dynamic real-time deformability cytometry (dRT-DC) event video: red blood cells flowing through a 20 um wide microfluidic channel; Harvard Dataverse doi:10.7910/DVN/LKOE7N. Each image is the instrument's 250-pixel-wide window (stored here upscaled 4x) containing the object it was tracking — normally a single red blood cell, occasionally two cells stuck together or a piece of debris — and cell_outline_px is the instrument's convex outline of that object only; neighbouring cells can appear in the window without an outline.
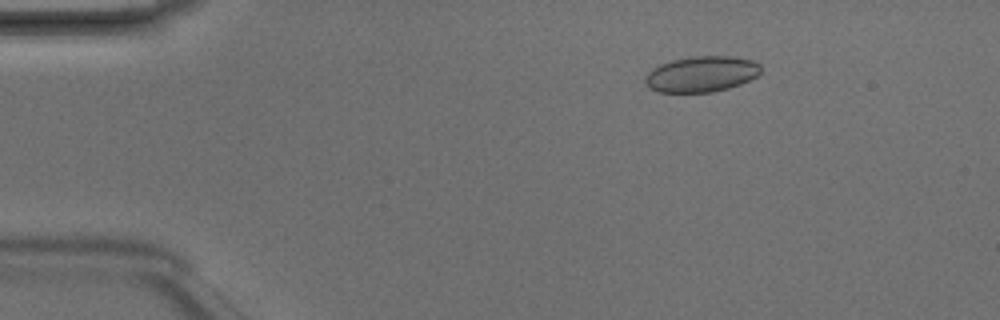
{"species": "Egyptian fruit bat (a non-hibernating species)", "species_latin": "Rousettus aegyptiacus", "temperature_condition": "room temperature", "stored_images_in_passage": 4, "camera_frame_rate_fps": 3000, "um_per_image_px": 0.085, "animal": {"sex": "male"}, "frame": {"image": 1, "passage_image": 2, "time_ms": 0.333, "image_size_px": [1000, 320], "cell_outline_px": [[760, 72], [756, 76], [740, 84], [728, 88], [712, 92], [656, 92], [648, 88], [644, 84], [644, 76], [652, 68], [660, 64], [672, 60], [692, 56], [732, 56], [752, 60], [760, 64]], "centroid_in_image_um": [59.57, 6.3], "position_along_channel_um": 25.4, "area_um2": 24.28}}
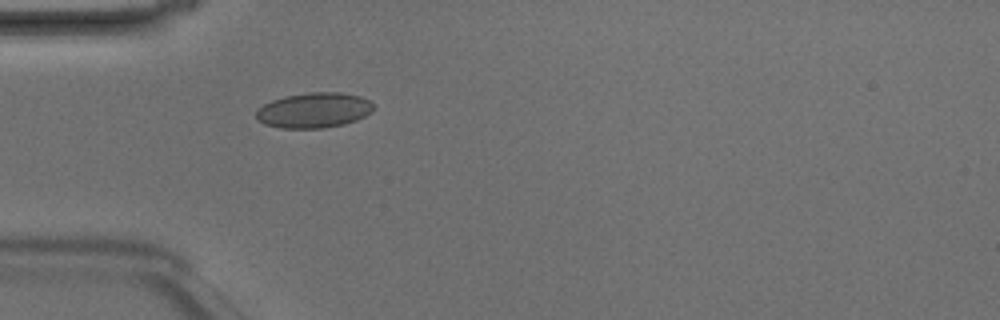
{"frame": {"image": 2, "passage_image": 4, "time_ms": 1.0, "image_size_px": [1000, 320], "cell_outline_px": [[376, 104], [372, 112], [356, 120], [344, 124], [324, 128], [280, 128], [264, 124], [256, 120], [256, 108], [272, 100], [284, 96], [308, 92], [340, 92], [360, 96]], "centroid_in_image_um": [26.67, 9.37], "position_along_channel_um": 58.3, "area_um2": 24.39}}